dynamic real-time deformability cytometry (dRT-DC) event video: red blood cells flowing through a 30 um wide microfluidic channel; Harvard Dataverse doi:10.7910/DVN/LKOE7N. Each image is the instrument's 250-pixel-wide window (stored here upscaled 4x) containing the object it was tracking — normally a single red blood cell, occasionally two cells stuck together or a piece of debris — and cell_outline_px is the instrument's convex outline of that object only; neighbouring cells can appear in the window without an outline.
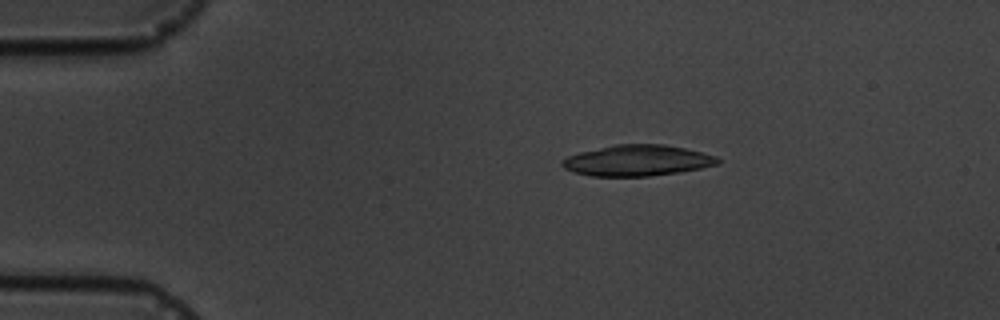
{"species": "common noctule bat (a hibernating species)", "species_latin": "Nyctalus noctula", "temperature_condition": "cold", "stored_images_in_passage": 7, "camera_frame_rate_fps": 3000, "um_per_image_px": 0.085, "animal": {"sex": "male", "body_mass_g": 19.5, "forearm_length_mm": 54.6}, "frame": {"image": 1, "passage_image": 3, "time_ms": 2.333, "image_size_px": [1000, 320], "cell_outline_px": [[720, 164], [680, 172], [648, 176], [592, 176], [576, 172], [564, 168], [560, 164], [568, 156], [580, 152], [616, 144], [664, 144], [684, 148], [716, 156], [720, 160]], "centroid_in_image_um": [54.19, 13.64], "position_along_channel_um": 30.8, "area_um2": 27.8}}